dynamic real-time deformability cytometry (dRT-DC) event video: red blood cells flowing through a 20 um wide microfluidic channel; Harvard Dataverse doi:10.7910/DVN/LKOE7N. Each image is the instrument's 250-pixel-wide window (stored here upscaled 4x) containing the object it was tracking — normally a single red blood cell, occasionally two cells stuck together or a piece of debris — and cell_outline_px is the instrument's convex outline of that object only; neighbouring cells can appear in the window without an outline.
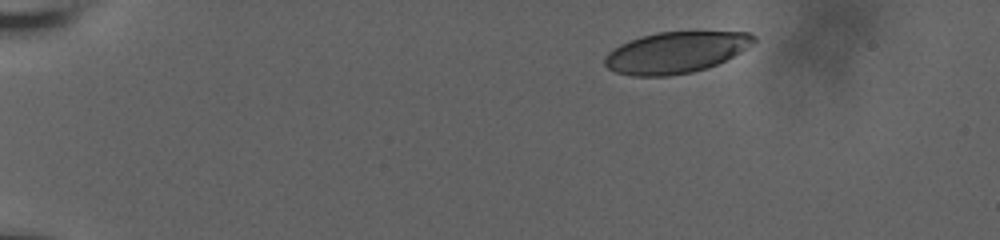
{"species": "human", "species_latin": "Homo sapiens", "temperature_condition": "room temperature", "stored_images_in_passage": 42, "camera_frame_rate_fps": 3000, "um_per_image_px": 0.085, "donor": {"sex": "male"}, "frame": {"image": 1, "passage_image": 1, "time_ms": 0.0, "image_size_px": [1000, 240], "cell_outline_px": [[756, 40], [752, 44], [740, 52], [708, 68], [692, 72], [668, 76], [632, 76], [616, 72], [608, 68], [604, 64], [604, 56], [608, 52], [620, 44], [640, 36], [656, 32], [748, 32], [756, 36]], "centroid_in_image_um": [57.41, 4.46], "position_along_channel_um": 27.6, "area_um2": 35.78}}
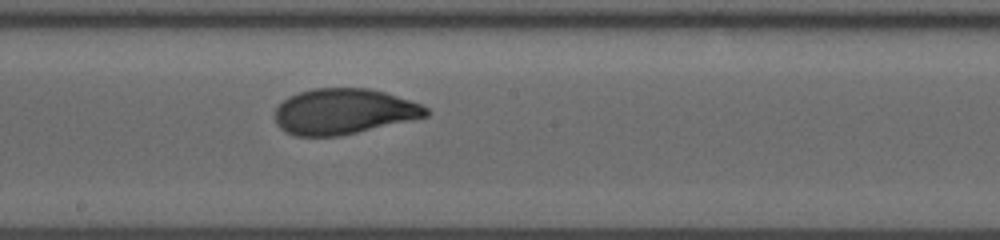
{"frame": {"image": 2, "passage_image": 24, "time_ms": 8.0, "image_size_px": [1000, 240], "cell_outline_px": [[432, 112], [428, 116], [340, 136], [296, 136], [284, 132], [276, 124], [276, 108], [288, 96], [312, 88], [368, 88], [384, 92], [420, 104], [428, 108]], "centroid_in_image_um": [29.2, 9.48], "position_along_channel_um": 219.0, "area_um2": 40.06}}
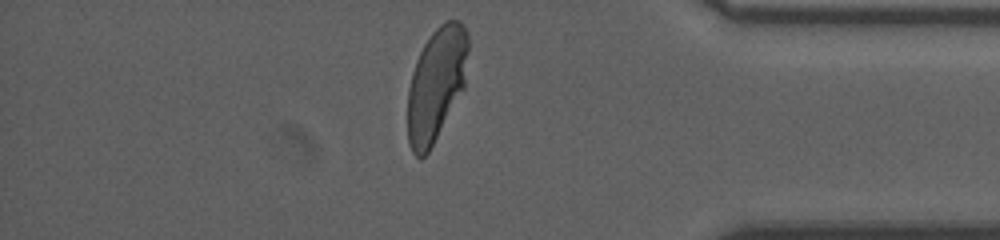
{"frame": {"image": 3, "passage_image": 41, "time_ms": 13.333, "image_size_px": [1000, 240], "cell_outline_px": [[468, 52], [464, 88], [428, 152], [420, 160], [412, 152], [408, 144], [408, 88], [412, 72], [416, 60], [424, 44], [432, 32], [440, 24], [448, 20], [460, 20], [464, 24], [468, 32]], "centroid_in_image_um": [37.08, 7.14], "position_along_channel_um": 398.1, "area_um2": 40.06}, "authors_computed_cell_mechanics": {"area_um2": 40.5178, "velocity_mm_per_s": 3.7482, "shape_relaxation_time_tau1_ms": 4.7645, "shape_relaxation_time_tau2_ms": 0.7904, "deformation_change_tau1": 0.1891, "deformation_change_tau2": 0.0505}}